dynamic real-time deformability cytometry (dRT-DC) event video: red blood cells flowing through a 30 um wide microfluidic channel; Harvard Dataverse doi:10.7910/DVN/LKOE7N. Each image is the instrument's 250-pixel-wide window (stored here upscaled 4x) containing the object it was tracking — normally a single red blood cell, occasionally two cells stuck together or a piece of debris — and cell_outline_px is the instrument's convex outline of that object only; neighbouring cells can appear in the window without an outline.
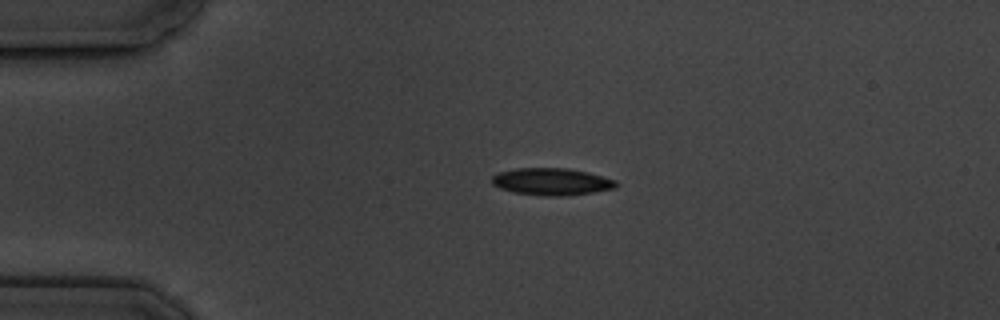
{"species": "common noctule bat (a hibernating species)", "species_latin": "Nyctalus noctula", "temperature_condition": "cold", "stored_images_in_passage": 2, "camera_frame_rate_fps": 3000, "um_per_image_px": 0.085, "animal": {"sex": "male", "body_mass_g": 19.5, "forearm_length_mm": 54.6}, "frame": {"image": 1, "passage_image": 1, "time_ms": 0.0, "image_size_px": [1000, 320], "cell_outline_px": [[616, 188], [568, 196], [544, 196], [512, 192], [500, 188], [492, 184], [492, 176], [500, 172], [516, 168], [568, 168], [588, 172], [616, 180]], "centroid_in_image_um": [46.88, 15.44], "position_along_channel_um": 38.1, "area_um2": 19.65}}